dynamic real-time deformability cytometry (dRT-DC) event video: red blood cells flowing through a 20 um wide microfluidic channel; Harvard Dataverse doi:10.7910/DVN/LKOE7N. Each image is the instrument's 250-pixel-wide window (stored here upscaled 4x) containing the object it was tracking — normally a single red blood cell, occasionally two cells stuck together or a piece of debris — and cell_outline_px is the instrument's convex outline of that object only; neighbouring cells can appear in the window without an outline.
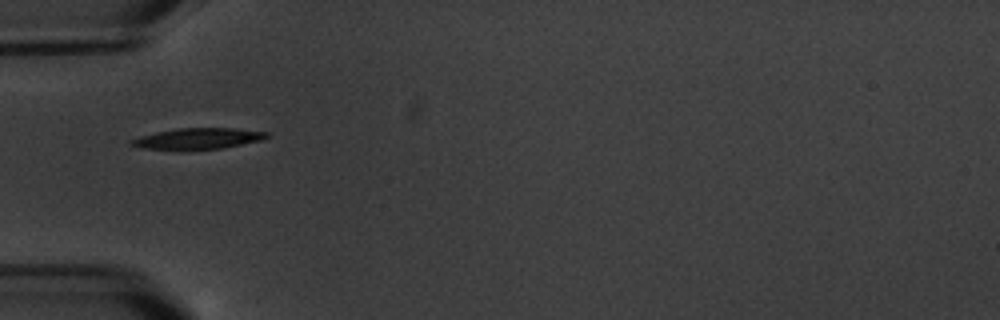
{"species": "common noctule bat (a hibernating species)", "species_latin": "Nyctalus noctula", "temperature_condition": "warm", "stored_images_in_passage": 11, "camera_frame_rate_fps": 3000, "um_per_image_px": 0.085, "animal": {"sex": "male", "body_mass_g": 20.1, "forearm_length_mm": 53.5}, "frame": {"image": 1, "passage_image": 1, "time_ms": 0.0, "image_size_px": [1000, 320], "cell_outline_px": [[268, 136], [260, 140], [224, 148], [140, 148], [128, 144], [128, 140], [140, 136], [156, 132], [176, 128], [236, 128], [268, 132]], "centroid_in_image_um": [16.8, 11.75], "position_along_channel_um": 68.2, "area_um2": 16.13}}
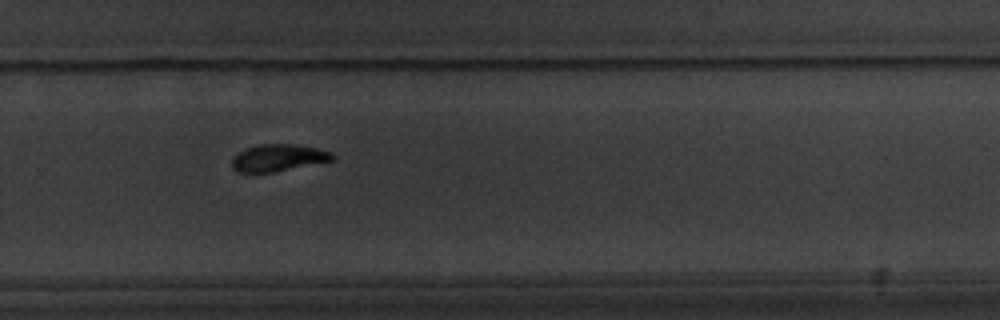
{"frame": {"image": 2, "passage_image": 7, "time_ms": 7.0, "image_size_px": [1000, 320], "cell_outline_px": [[336, 160], [276, 172], [236, 172], [232, 168], [232, 156], [244, 148], [260, 144], [292, 144], [316, 148], [332, 152], [336, 156]], "centroid_in_image_um": [23.66, 13.42], "position_along_channel_um": 306.1, "area_um2": 16.13}}
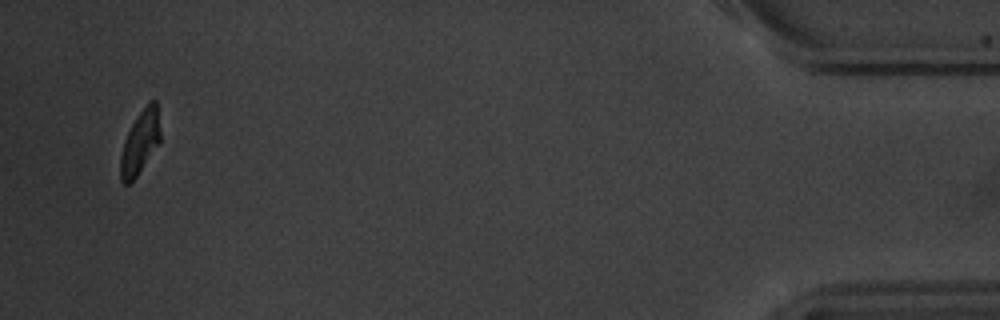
{"frame": {"image": 3, "passage_image": 11, "time_ms": 12.667, "image_size_px": [1000, 320], "cell_outline_px": [[160, 140], [136, 176], [128, 184], [124, 184], [120, 180], [120, 156], [124, 140], [136, 116], [148, 100], [156, 100], [160, 132]], "centroid_in_image_um": [11.88, 12.06], "position_along_channel_um": 423.3, "area_um2": 14.51}, "authors_computed_cell_mechanics": {"area_um2": 16.5886, "velocity_mm_per_s": 3.4076, "shape_relaxation_time_tau1_ms": 2.2602, "shape_relaxation_time_tau2_ms": null, "deformation_change_tau1": 0.1133, "deformation_change_tau2": null}}